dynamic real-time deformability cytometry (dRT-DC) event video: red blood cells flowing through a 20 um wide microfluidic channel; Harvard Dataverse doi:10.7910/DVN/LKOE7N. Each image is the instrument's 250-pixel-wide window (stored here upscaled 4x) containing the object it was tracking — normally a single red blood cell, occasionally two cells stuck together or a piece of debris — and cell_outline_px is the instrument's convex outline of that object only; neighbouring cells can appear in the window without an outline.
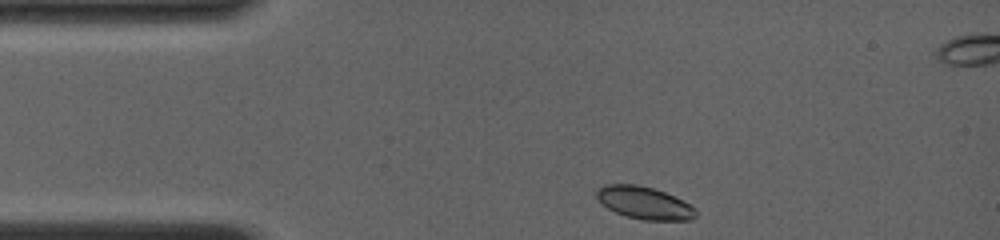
{"species": "common noctule bat (a hibernating species)", "species_latin": "Nyctalus noctula", "temperature_condition": "room temperature", "stored_images_in_passage": 4, "camera_frame_rate_fps": 4000, "um_per_image_px": 0.085, "animal": {"sex": "female", "body_mass_g": 19.0, "forearm_length_mm": 56.7}, "frame": {"image": 1, "passage_image": 1, "time_ms": 0.0, "image_size_px": [1000, 240], "cell_outline_px": [[696, 216], [692, 220], [640, 220], [616, 212], [600, 204], [596, 196], [596, 192], [604, 184], [640, 184], [664, 192], [684, 200], [692, 204], [696, 212]], "centroid_in_image_um": [54.78, 17.24], "position_along_channel_um": 30.2, "area_um2": 18.9}}
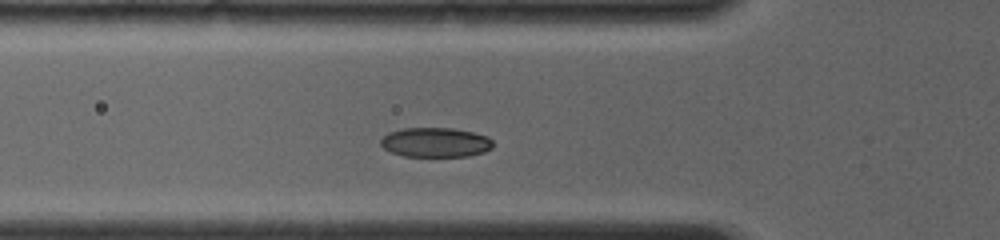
{"frame": {"image": 2, "passage_image": 4, "time_ms": 2.5, "image_size_px": [1000, 240], "cell_outline_px": [[492, 148], [484, 152], [468, 156], [404, 156], [392, 152], [384, 148], [380, 144], [380, 140], [388, 132], [404, 128], [452, 128], [472, 132], [488, 136], [492, 140]], "centroid_in_image_um": [37.02, 12.1], "position_along_channel_um": 88.8, "area_um2": 19.31}}